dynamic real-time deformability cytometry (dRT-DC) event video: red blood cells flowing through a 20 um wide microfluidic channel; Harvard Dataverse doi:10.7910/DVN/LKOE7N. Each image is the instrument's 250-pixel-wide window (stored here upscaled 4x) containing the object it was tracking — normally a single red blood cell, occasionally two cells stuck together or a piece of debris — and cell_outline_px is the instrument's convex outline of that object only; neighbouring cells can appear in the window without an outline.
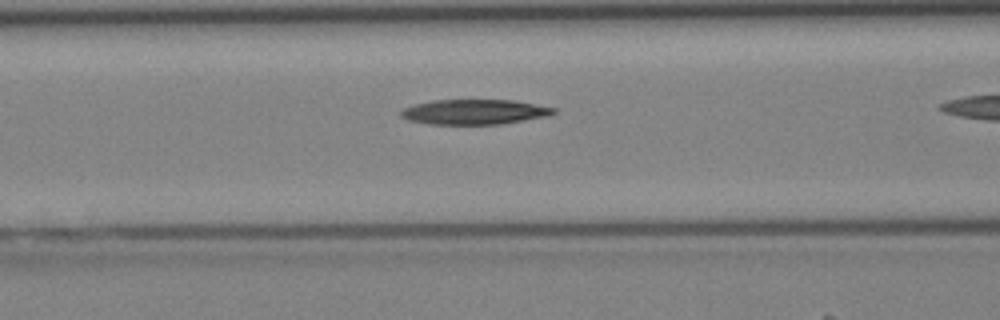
{"species": "Egyptian fruit bat (a non-hibernating species)", "species_latin": "Rousettus aegyptiacus", "temperature_condition": "cold", "stored_images_in_passage": 24, "camera_frame_rate_fps": 3000, "um_per_image_px": 0.085, "animal": {"sex": "female"}, "frame": {"image": 1, "passage_image": 8, "time_ms": 2.333, "image_size_px": [1000, 320], "cell_outline_px": [[556, 112], [548, 116], [500, 124], [428, 124], [408, 120], [400, 116], [400, 112], [404, 108], [416, 104], [432, 100], [512, 100], [556, 108]], "centroid_in_image_um": [40.31, 9.51], "position_along_channel_um": 126.3, "area_um2": 22.14}}